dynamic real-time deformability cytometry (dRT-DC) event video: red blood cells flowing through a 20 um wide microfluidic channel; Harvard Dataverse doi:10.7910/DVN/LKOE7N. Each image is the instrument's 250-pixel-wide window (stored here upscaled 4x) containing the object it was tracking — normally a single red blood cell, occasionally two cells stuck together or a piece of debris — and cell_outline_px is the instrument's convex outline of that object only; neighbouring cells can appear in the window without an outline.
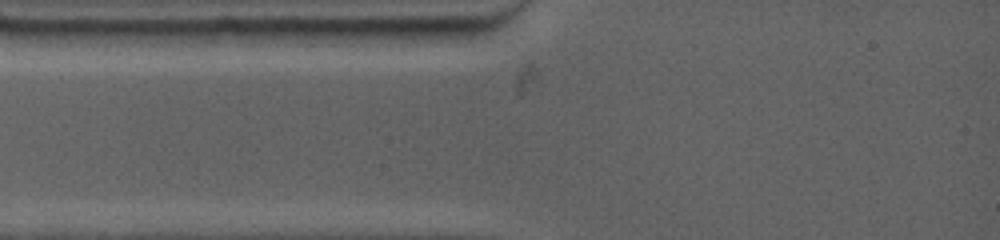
{"species": "common noctule bat (a hibernating species)", "species_latin": "Nyctalus noctula", "temperature_condition": "warm", "stored_images_in_passage": 1, "camera_frame_rate_fps": 4500, "um_per_image_px": 0.085, "animal": {"sex": "female", "body_mass_g": 19.0, "forearm_length_mm": 53.3}, "frame": {"image": 1, "passage_image": 1, "time_ms": 0.0, "image_size_px": [1000, 240], "cell_outline_px": [[476, 28], [464, 44], [428, 48], [388, 44], [376, 28]], "centroid_in_image_um": [36.22, 3.11], "position_along_channel_um": 48.8, "area_um2": 11.27}}